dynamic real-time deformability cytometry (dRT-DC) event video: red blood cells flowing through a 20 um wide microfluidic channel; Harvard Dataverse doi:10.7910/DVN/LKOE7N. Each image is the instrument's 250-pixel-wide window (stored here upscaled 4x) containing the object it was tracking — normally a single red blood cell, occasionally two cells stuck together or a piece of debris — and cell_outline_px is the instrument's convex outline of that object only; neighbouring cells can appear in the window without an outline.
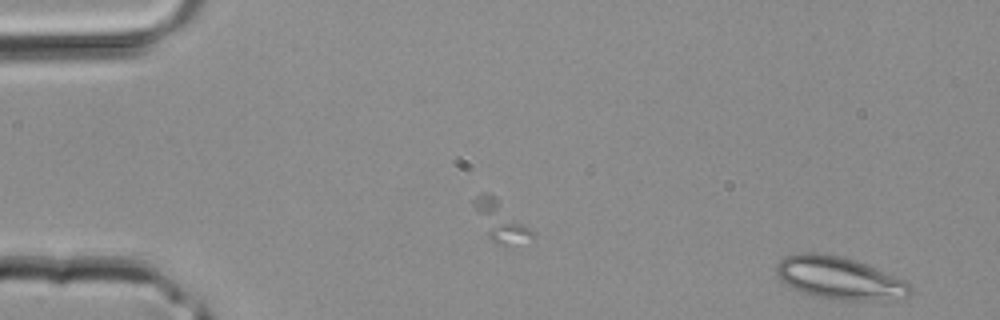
{"species": "common noctule bat (a hibernating species)", "species_latin": "Nyctalus noctula", "temperature_condition": "room temperature", "stored_images_in_passage": 33, "camera_frame_rate_fps": 3000, "um_per_image_px": 0.085, "animal": {"sex": "male", "body_mass_g": 20.4}, "frame": {"image": 1, "passage_image": 1, "time_ms": 0.0, "image_size_px": [1000, 320], "cell_outline_px": [[912, 292], [908, 296], [872, 300], [844, 300], [816, 296], [792, 288], [780, 280], [776, 276], [776, 264], [784, 256], [800, 252], [816, 252], [840, 256], [864, 264], [904, 280], [908, 284]], "centroid_in_image_um": [71.25, 23.61], "position_along_channel_um": 13.7, "area_um2": 32.54}}
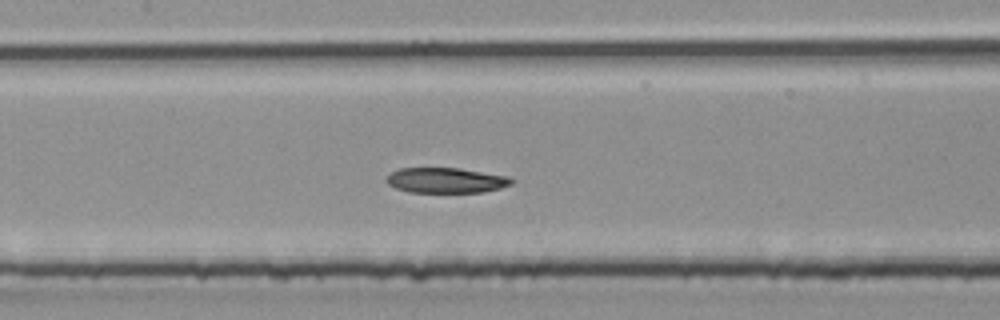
{"frame": {"image": 2, "passage_image": 18, "time_ms": 5.667, "image_size_px": [1000, 320], "cell_outline_px": [[512, 184], [500, 188], [480, 192], [408, 192], [396, 188], [388, 184], [384, 180], [392, 172], [400, 168], [460, 168], [508, 176], [512, 180]], "centroid_in_image_um": [37.88, 15.32], "position_along_channel_um": 169.5, "area_um2": 18.32}}
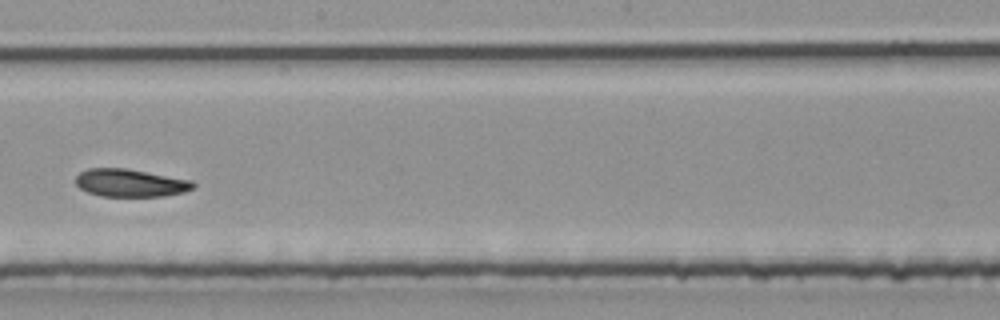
{"frame": {"image": 3, "passage_image": 22, "time_ms": 7.0, "image_size_px": [1000, 320], "cell_outline_px": [[196, 188], [184, 192], [164, 196], [100, 196], [88, 192], [80, 188], [76, 184], [76, 176], [80, 172], [88, 168], [128, 168], [192, 180], [196, 184]], "centroid_in_image_um": [11.11, 15.54], "position_along_channel_um": 237.1, "area_um2": 19.19}}